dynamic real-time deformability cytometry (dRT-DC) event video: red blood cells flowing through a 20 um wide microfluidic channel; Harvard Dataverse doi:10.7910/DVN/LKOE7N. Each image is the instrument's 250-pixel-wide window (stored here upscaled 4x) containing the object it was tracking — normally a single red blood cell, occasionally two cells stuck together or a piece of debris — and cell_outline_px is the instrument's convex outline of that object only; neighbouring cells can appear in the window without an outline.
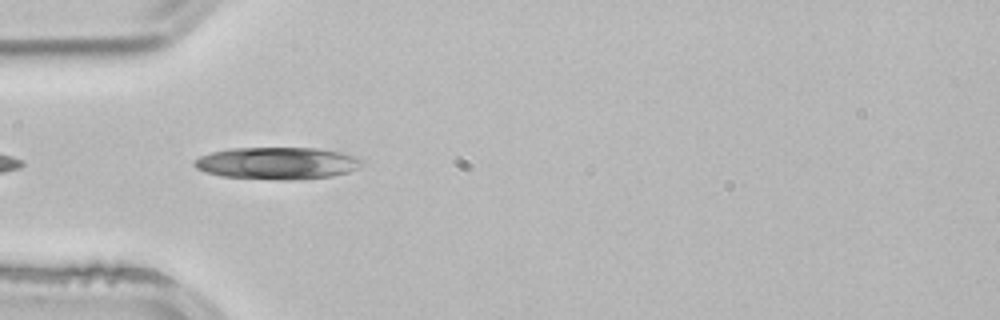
{"species": "common noctule bat (a hibernating species)", "species_latin": "Nyctalus noctula", "temperature_condition": "room temperature", "stored_images_in_passage": 7, "camera_frame_rate_fps": 3000, "um_per_image_px": 0.085, "animal": {"sex": "male", "body_mass_g": 21.5, "forearm_length_mm": 52.0}, "frame": {"image": 1, "passage_image": 2, "time_ms": 0.333, "image_size_px": [1000, 320], "cell_outline_px": [[364, 164], [348, 172], [332, 176], [288, 180], [284, 180], [220, 176], [196, 168], [192, 164], [200, 156], [212, 152], [232, 148], [316, 148], [340, 152], [356, 156], [364, 160]], "centroid_in_image_um": [23.59, 13.87], "position_along_channel_um": 61.4, "area_um2": 31.21}}